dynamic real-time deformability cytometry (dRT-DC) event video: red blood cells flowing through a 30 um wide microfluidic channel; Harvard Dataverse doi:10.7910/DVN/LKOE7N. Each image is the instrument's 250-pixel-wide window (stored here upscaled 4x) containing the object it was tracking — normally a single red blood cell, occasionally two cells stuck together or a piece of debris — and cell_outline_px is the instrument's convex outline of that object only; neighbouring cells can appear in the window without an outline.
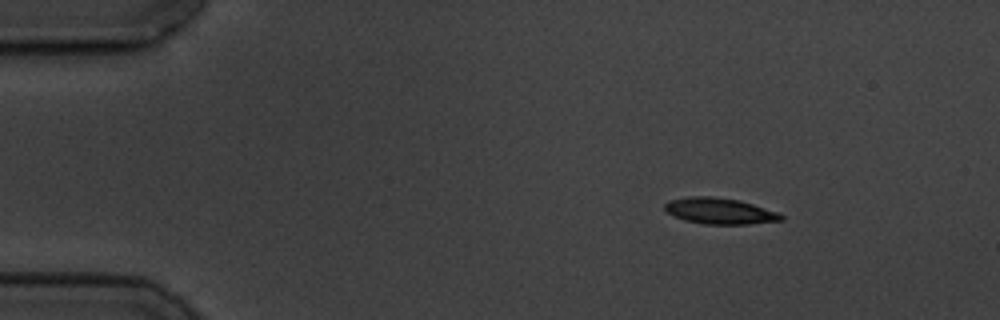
{"species": "common noctule bat (a hibernating species)", "species_latin": "Nyctalus noctula", "temperature_condition": "cold", "stored_images_in_passage": 5, "camera_frame_rate_fps": 3000, "um_per_image_px": 0.085, "animal": {"sex": "male", "body_mass_g": 19.5, "forearm_length_mm": 54.6}, "frame": {"image": 1, "passage_image": 1, "time_ms": 0.0, "image_size_px": [1000, 320], "cell_outline_px": [[784, 220], [748, 224], [704, 224], [688, 220], [676, 216], [668, 212], [664, 208], [664, 204], [668, 200], [688, 196], [712, 196], [736, 200], [752, 204], [776, 212], [784, 216]], "centroid_in_image_um": [61.16, 17.93], "position_along_channel_um": 23.8, "area_um2": 17.4}}
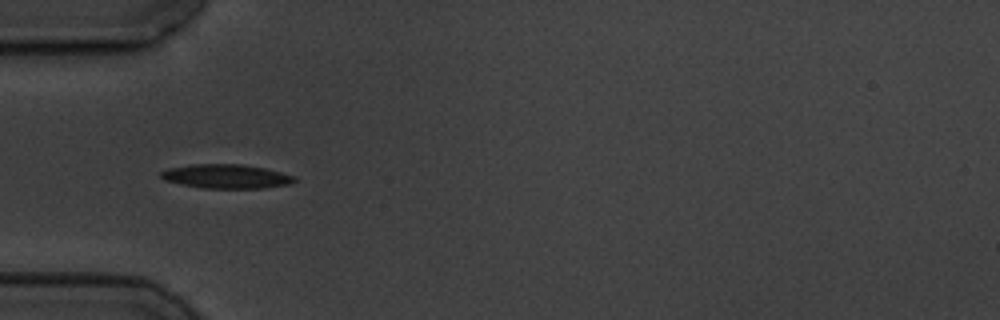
{"frame": {"image": 2, "passage_image": 4, "time_ms": 3.333, "image_size_px": [1000, 320], "cell_outline_px": [[296, 180], [292, 184], [264, 188], [204, 188], [164, 180], [160, 176], [160, 172], [168, 168], [192, 164], [240, 164], [264, 168], [296, 176]], "centroid_in_image_um": [19.26, 14.99], "position_along_channel_um": 65.7, "area_um2": 18.67}}
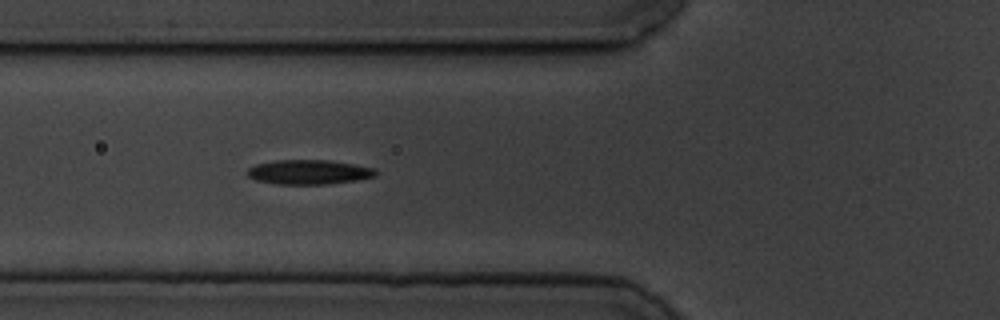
{"frame": {"image": 3, "passage_image": 5, "time_ms": 4.333, "image_size_px": [1000, 320], "cell_outline_px": [[376, 176], [356, 180], [328, 184], [276, 184], [256, 180], [248, 176], [244, 172], [248, 168], [256, 164], [276, 160], [328, 160], [376, 168]], "centroid_in_image_um": [26.22, 14.62], "position_along_channel_um": 99.6, "area_um2": 18.38}}